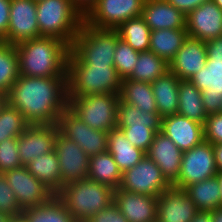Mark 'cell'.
<instances>
[{
	"mask_svg": "<svg viewBox=\"0 0 222 222\" xmlns=\"http://www.w3.org/2000/svg\"><path fill=\"white\" fill-rule=\"evenodd\" d=\"M6 98L30 125H58L61 114L68 107L67 77L20 75Z\"/></svg>",
	"mask_w": 222,
	"mask_h": 222,
	"instance_id": "cell-1",
	"label": "cell"
},
{
	"mask_svg": "<svg viewBox=\"0 0 222 222\" xmlns=\"http://www.w3.org/2000/svg\"><path fill=\"white\" fill-rule=\"evenodd\" d=\"M19 74L29 77H67L71 46L55 37L41 36L15 45Z\"/></svg>",
	"mask_w": 222,
	"mask_h": 222,
	"instance_id": "cell-2",
	"label": "cell"
},
{
	"mask_svg": "<svg viewBox=\"0 0 222 222\" xmlns=\"http://www.w3.org/2000/svg\"><path fill=\"white\" fill-rule=\"evenodd\" d=\"M122 79L114 66L83 64L71 51L68 57V97L119 93Z\"/></svg>",
	"mask_w": 222,
	"mask_h": 222,
	"instance_id": "cell-3",
	"label": "cell"
},
{
	"mask_svg": "<svg viewBox=\"0 0 222 222\" xmlns=\"http://www.w3.org/2000/svg\"><path fill=\"white\" fill-rule=\"evenodd\" d=\"M40 37H55L72 46L83 22V12L71 0H37Z\"/></svg>",
	"mask_w": 222,
	"mask_h": 222,
	"instance_id": "cell-4",
	"label": "cell"
},
{
	"mask_svg": "<svg viewBox=\"0 0 222 222\" xmlns=\"http://www.w3.org/2000/svg\"><path fill=\"white\" fill-rule=\"evenodd\" d=\"M114 190L89 178L65 184L56 196L77 222L88 221L113 203Z\"/></svg>",
	"mask_w": 222,
	"mask_h": 222,
	"instance_id": "cell-5",
	"label": "cell"
},
{
	"mask_svg": "<svg viewBox=\"0 0 222 222\" xmlns=\"http://www.w3.org/2000/svg\"><path fill=\"white\" fill-rule=\"evenodd\" d=\"M119 39L116 29L97 28L83 22L71 52L83 64L114 66L115 47Z\"/></svg>",
	"mask_w": 222,
	"mask_h": 222,
	"instance_id": "cell-6",
	"label": "cell"
},
{
	"mask_svg": "<svg viewBox=\"0 0 222 222\" xmlns=\"http://www.w3.org/2000/svg\"><path fill=\"white\" fill-rule=\"evenodd\" d=\"M119 93L68 97V108L93 129L110 132L117 127Z\"/></svg>",
	"mask_w": 222,
	"mask_h": 222,
	"instance_id": "cell-7",
	"label": "cell"
},
{
	"mask_svg": "<svg viewBox=\"0 0 222 222\" xmlns=\"http://www.w3.org/2000/svg\"><path fill=\"white\" fill-rule=\"evenodd\" d=\"M145 0H97L84 14V22L103 29H117L128 19L142 16Z\"/></svg>",
	"mask_w": 222,
	"mask_h": 222,
	"instance_id": "cell-8",
	"label": "cell"
},
{
	"mask_svg": "<svg viewBox=\"0 0 222 222\" xmlns=\"http://www.w3.org/2000/svg\"><path fill=\"white\" fill-rule=\"evenodd\" d=\"M217 173L213 145L204 140L183 152L179 177L172 186L185 189L191 184L212 178Z\"/></svg>",
	"mask_w": 222,
	"mask_h": 222,
	"instance_id": "cell-9",
	"label": "cell"
},
{
	"mask_svg": "<svg viewBox=\"0 0 222 222\" xmlns=\"http://www.w3.org/2000/svg\"><path fill=\"white\" fill-rule=\"evenodd\" d=\"M171 186L156 163L145 155L137 165L122 173L119 188L127 192L158 197Z\"/></svg>",
	"mask_w": 222,
	"mask_h": 222,
	"instance_id": "cell-10",
	"label": "cell"
},
{
	"mask_svg": "<svg viewBox=\"0 0 222 222\" xmlns=\"http://www.w3.org/2000/svg\"><path fill=\"white\" fill-rule=\"evenodd\" d=\"M58 127L66 138L75 141L89 157L107 151L108 132L91 128L68 107L61 114Z\"/></svg>",
	"mask_w": 222,
	"mask_h": 222,
	"instance_id": "cell-11",
	"label": "cell"
},
{
	"mask_svg": "<svg viewBox=\"0 0 222 222\" xmlns=\"http://www.w3.org/2000/svg\"><path fill=\"white\" fill-rule=\"evenodd\" d=\"M22 210L47 203L55 194L35 178L26 166L3 173Z\"/></svg>",
	"mask_w": 222,
	"mask_h": 222,
	"instance_id": "cell-12",
	"label": "cell"
},
{
	"mask_svg": "<svg viewBox=\"0 0 222 222\" xmlns=\"http://www.w3.org/2000/svg\"><path fill=\"white\" fill-rule=\"evenodd\" d=\"M40 37L36 0H11L9 27L2 42L16 45Z\"/></svg>",
	"mask_w": 222,
	"mask_h": 222,
	"instance_id": "cell-13",
	"label": "cell"
},
{
	"mask_svg": "<svg viewBox=\"0 0 222 222\" xmlns=\"http://www.w3.org/2000/svg\"><path fill=\"white\" fill-rule=\"evenodd\" d=\"M54 150L59 159L61 188L67 183L87 178L90 157L75 141L66 138L59 130Z\"/></svg>",
	"mask_w": 222,
	"mask_h": 222,
	"instance_id": "cell-14",
	"label": "cell"
},
{
	"mask_svg": "<svg viewBox=\"0 0 222 222\" xmlns=\"http://www.w3.org/2000/svg\"><path fill=\"white\" fill-rule=\"evenodd\" d=\"M186 30L203 42L222 36V10L212 0L201 4L186 15Z\"/></svg>",
	"mask_w": 222,
	"mask_h": 222,
	"instance_id": "cell-15",
	"label": "cell"
},
{
	"mask_svg": "<svg viewBox=\"0 0 222 222\" xmlns=\"http://www.w3.org/2000/svg\"><path fill=\"white\" fill-rule=\"evenodd\" d=\"M58 125H30L18 136V151L25 166L38 156L55 149Z\"/></svg>",
	"mask_w": 222,
	"mask_h": 222,
	"instance_id": "cell-16",
	"label": "cell"
},
{
	"mask_svg": "<svg viewBox=\"0 0 222 222\" xmlns=\"http://www.w3.org/2000/svg\"><path fill=\"white\" fill-rule=\"evenodd\" d=\"M198 212L184 189L171 186L158 196L159 222H191Z\"/></svg>",
	"mask_w": 222,
	"mask_h": 222,
	"instance_id": "cell-17",
	"label": "cell"
},
{
	"mask_svg": "<svg viewBox=\"0 0 222 222\" xmlns=\"http://www.w3.org/2000/svg\"><path fill=\"white\" fill-rule=\"evenodd\" d=\"M113 203L128 222H154L157 220L158 197L115 189Z\"/></svg>",
	"mask_w": 222,
	"mask_h": 222,
	"instance_id": "cell-18",
	"label": "cell"
},
{
	"mask_svg": "<svg viewBox=\"0 0 222 222\" xmlns=\"http://www.w3.org/2000/svg\"><path fill=\"white\" fill-rule=\"evenodd\" d=\"M161 132L182 152L204 141L203 124L179 114L161 118Z\"/></svg>",
	"mask_w": 222,
	"mask_h": 222,
	"instance_id": "cell-19",
	"label": "cell"
},
{
	"mask_svg": "<svg viewBox=\"0 0 222 222\" xmlns=\"http://www.w3.org/2000/svg\"><path fill=\"white\" fill-rule=\"evenodd\" d=\"M207 63V48L205 42L187 37L174 59L169 63V71L180 80H189Z\"/></svg>",
	"mask_w": 222,
	"mask_h": 222,
	"instance_id": "cell-20",
	"label": "cell"
},
{
	"mask_svg": "<svg viewBox=\"0 0 222 222\" xmlns=\"http://www.w3.org/2000/svg\"><path fill=\"white\" fill-rule=\"evenodd\" d=\"M146 155L156 163L171 184L177 180L183 152L170 138L157 132Z\"/></svg>",
	"mask_w": 222,
	"mask_h": 222,
	"instance_id": "cell-21",
	"label": "cell"
},
{
	"mask_svg": "<svg viewBox=\"0 0 222 222\" xmlns=\"http://www.w3.org/2000/svg\"><path fill=\"white\" fill-rule=\"evenodd\" d=\"M142 17L151 31L156 29H186V15L166 0H145Z\"/></svg>",
	"mask_w": 222,
	"mask_h": 222,
	"instance_id": "cell-22",
	"label": "cell"
},
{
	"mask_svg": "<svg viewBox=\"0 0 222 222\" xmlns=\"http://www.w3.org/2000/svg\"><path fill=\"white\" fill-rule=\"evenodd\" d=\"M179 82L180 79L174 73L167 71L151 83L157 111L161 118L177 114Z\"/></svg>",
	"mask_w": 222,
	"mask_h": 222,
	"instance_id": "cell-23",
	"label": "cell"
},
{
	"mask_svg": "<svg viewBox=\"0 0 222 222\" xmlns=\"http://www.w3.org/2000/svg\"><path fill=\"white\" fill-rule=\"evenodd\" d=\"M107 151L113 156L122 173L137 165L146 155L143 150L133 146L117 127L108 132Z\"/></svg>",
	"mask_w": 222,
	"mask_h": 222,
	"instance_id": "cell-24",
	"label": "cell"
},
{
	"mask_svg": "<svg viewBox=\"0 0 222 222\" xmlns=\"http://www.w3.org/2000/svg\"><path fill=\"white\" fill-rule=\"evenodd\" d=\"M27 170L55 195L61 189V170L55 150L38 156L25 165Z\"/></svg>",
	"mask_w": 222,
	"mask_h": 222,
	"instance_id": "cell-25",
	"label": "cell"
},
{
	"mask_svg": "<svg viewBox=\"0 0 222 222\" xmlns=\"http://www.w3.org/2000/svg\"><path fill=\"white\" fill-rule=\"evenodd\" d=\"M188 37L186 29H156L151 31L149 51L169 64Z\"/></svg>",
	"mask_w": 222,
	"mask_h": 222,
	"instance_id": "cell-26",
	"label": "cell"
},
{
	"mask_svg": "<svg viewBox=\"0 0 222 222\" xmlns=\"http://www.w3.org/2000/svg\"><path fill=\"white\" fill-rule=\"evenodd\" d=\"M87 178L118 189L122 180V172L113 156L108 152H103L89 158V170Z\"/></svg>",
	"mask_w": 222,
	"mask_h": 222,
	"instance_id": "cell-27",
	"label": "cell"
},
{
	"mask_svg": "<svg viewBox=\"0 0 222 222\" xmlns=\"http://www.w3.org/2000/svg\"><path fill=\"white\" fill-rule=\"evenodd\" d=\"M119 99L124 103L136 106L142 111L158 112L152 86L149 82L123 79Z\"/></svg>",
	"mask_w": 222,
	"mask_h": 222,
	"instance_id": "cell-28",
	"label": "cell"
},
{
	"mask_svg": "<svg viewBox=\"0 0 222 222\" xmlns=\"http://www.w3.org/2000/svg\"><path fill=\"white\" fill-rule=\"evenodd\" d=\"M178 92L177 114L204 125L208 115L204 110L201 91L189 80H180Z\"/></svg>",
	"mask_w": 222,
	"mask_h": 222,
	"instance_id": "cell-29",
	"label": "cell"
},
{
	"mask_svg": "<svg viewBox=\"0 0 222 222\" xmlns=\"http://www.w3.org/2000/svg\"><path fill=\"white\" fill-rule=\"evenodd\" d=\"M184 190L198 211L211 212L220 207V187L216 176L191 184Z\"/></svg>",
	"mask_w": 222,
	"mask_h": 222,
	"instance_id": "cell-30",
	"label": "cell"
},
{
	"mask_svg": "<svg viewBox=\"0 0 222 222\" xmlns=\"http://www.w3.org/2000/svg\"><path fill=\"white\" fill-rule=\"evenodd\" d=\"M148 127L161 132V117L158 112L142 111L136 106L119 101L117 127Z\"/></svg>",
	"mask_w": 222,
	"mask_h": 222,
	"instance_id": "cell-31",
	"label": "cell"
},
{
	"mask_svg": "<svg viewBox=\"0 0 222 222\" xmlns=\"http://www.w3.org/2000/svg\"><path fill=\"white\" fill-rule=\"evenodd\" d=\"M119 38L138 52L149 51L151 29L142 16L128 19L117 29Z\"/></svg>",
	"mask_w": 222,
	"mask_h": 222,
	"instance_id": "cell-32",
	"label": "cell"
},
{
	"mask_svg": "<svg viewBox=\"0 0 222 222\" xmlns=\"http://www.w3.org/2000/svg\"><path fill=\"white\" fill-rule=\"evenodd\" d=\"M189 81L201 91V94L222 96V59L207 58L206 66Z\"/></svg>",
	"mask_w": 222,
	"mask_h": 222,
	"instance_id": "cell-33",
	"label": "cell"
},
{
	"mask_svg": "<svg viewBox=\"0 0 222 222\" xmlns=\"http://www.w3.org/2000/svg\"><path fill=\"white\" fill-rule=\"evenodd\" d=\"M29 222H77L55 195L47 203L23 210Z\"/></svg>",
	"mask_w": 222,
	"mask_h": 222,
	"instance_id": "cell-34",
	"label": "cell"
},
{
	"mask_svg": "<svg viewBox=\"0 0 222 222\" xmlns=\"http://www.w3.org/2000/svg\"><path fill=\"white\" fill-rule=\"evenodd\" d=\"M169 71V64L151 51L139 52L133 72L126 79L152 83Z\"/></svg>",
	"mask_w": 222,
	"mask_h": 222,
	"instance_id": "cell-35",
	"label": "cell"
},
{
	"mask_svg": "<svg viewBox=\"0 0 222 222\" xmlns=\"http://www.w3.org/2000/svg\"><path fill=\"white\" fill-rule=\"evenodd\" d=\"M19 76L15 45L0 41V93L6 95Z\"/></svg>",
	"mask_w": 222,
	"mask_h": 222,
	"instance_id": "cell-36",
	"label": "cell"
},
{
	"mask_svg": "<svg viewBox=\"0 0 222 222\" xmlns=\"http://www.w3.org/2000/svg\"><path fill=\"white\" fill-rule=\"evenodd\" d=\"M29 126L23 114L6 103L0 111V143L6 139L18 138Z\"/></svg>",
	"mask_w": 222,
	"mask_h": 222,
	"instance_id": "cell-37",
	"label": "cell"
},
{
	"mask_svg": "<svg viewBox=\"0 0 222 222\" xmlns=\"http://www.w3.org/2000/svg\"><path fill=\"white\" fill-rule=\"evenodd\" d=\"M138 56L139 52L134 50L128 43L122 39L117 41L113 60L114 67L122 80L133 72Z\"/></svg>",
	"mask_w": 222,
	"mask_h": 222,
	"instance_id": "cell-38",
	"label": "cell"
},
{
	"mask_svg": "<svg viewBox=\"0 0 222 222\" xmlns=\"http://www.w3.org/2000/svg\"><path fill=\"white\" fill-rule=\"evenodd\" d=\"M24 166L19 156L18 138H10L0 143V173Z\"/></svg>",
	"mask_w": 222,
	"mask_h": 222,
	"instance_id": "cell-39",
	"label": "cell"
},
{
	"mask_svg": "<svg viewBox=\"0 0 222 222\" xmlns=\"http://www.w3.org/2000/svg\"><path fill=\"white\" fill-rule=\"evenodd\" d=\"M123 131L126 138L136 148L145 153L149 150L153 138L157 133L153 128L144 127H117Z\"/></svg>",
	"mask_w": 222,
	"mask_h": 222,
	"instance_id": "cell-40",
	"label": "cell"
},
{
	"mask_svg": "<svg viewBox=\"0 0 222 222\" xmlns=\"http://www.w3.org/2000/svg\"><path fill=\"white\" fill-rule=\"evenodd\" d=\"M0 212L15 216L23 212L5 176L0 173Z\"/></svg>",
	"mask_w": 222,
	"mask_h": 222,
	"instance_id": "cell-41",
	"label": "cell"
},
{
	"mask_svg": "<svg viewBox=\"0 0 222 222\" xmlns=\"http://www.w3.org/2000/svg\"><path fill=\"white\" fill-rule=\"evenodd\" d=\"M204 140L212 145L222 144V113L209 114L203 125Z\"/></svg>",
	"mask_w": 222,
	"mask_h": 222,
	"instance_id": "cell-42",
	"label": "cell"
},
{
	"mask_svg": "<svg viewBox=\"0 0 222 222\" xmlns=\"http://www.w3.org/2000/svg\"><path fill=\"white\" fill-rule=\"evenodd\" d=\"M90 222H128L114 203L93 215Z\"/></svg>",
	"mask_w": 222,
	"mask_h": 222,
	"instance_id": "cell-43",
	"label": "cell"
},
{
	"mask_svg": "<svg viewBox=\"0 0 222 222\" xmlns=\"http://www.w3.org/2000/svg\"><path fill=\"white\" fill-rule=\"evenodd\" d=\"M10 2L11 0H0V41L7 35L10 18Z\"/></svg>",
	"mask_w": 222,
	"mask_h": 222,
	"instance_id": "cell-44",
	"label": "cell"
},
{
	"mask_svg": "<svg viewBox=\"0 0 222 222\" xmlns=\"http://www.w3.org/2000/svg\"><path fill=\"white\" fill-rule=\"evenodd\" d=\"M183 14L188 15L201 4L211 0H166Z\"/></svg>",
	"mask_w": 222,
	"mask_h": 222,
	"instance_id": "cell-45",
	"label": "cell"
},
{
	"mask_svg": "<svg viewBox=\"0 0 222 222\" xmlns=\"http://www.w3.org/2000/svg\"><path fill=\"white\" fill-rule=\"evenodd\" d=\"M220 98L221 95L202 94L203 106L207 115L220 111Z\"/></svg>",
	"mask_w": 222,
	"mask_h": 222,
	"instance_id": "cell-46",
	"label": "cell"
},
{
	"mask_svg": "<svg viewBox=\"0 0 222 222\" xmlns=\"http://www.w3.org/2000/svg\"><path fill=\"white\" fill-rule=\"evenodd\" d=\"M207 48V58L222 59V36L205 42Z\"/></svg>",
	"mask_w": 222,
	"mask_h": 222,
	"instance_id": "cell-47",
	"label": "cell"
},
{
	"mask_svg": "<svg viewBox=\"0 0 222 222\" xmlns=\"http://www.w3.org/2000/svg\"><path fill=\"white\" fill-rule=\"evenodd\" d=\"M214 157L218 172H222V144L213 145Z\"/></svg>",
	"mask_w": 222,
	"mask_h": 222,
	"instance_id": "cell-48",
	"label": "cell"
},
{
	"mask_svg": "<svg viewBox=\"0 0 222 222\" xmlns=\"http://www.w3.org/2000/svg\"><path fill=\"white\" fill-rule=\"evenodd\" d=\"M85 14L97 0H71Z\"/></svg>",
	"mask_w": 222,
	"mask_h": 222,
	"instance_id": "cell-49",
	"label": "cell"
},
{
	"mask_svg": "<svg viewBox=\"0 0 222 222\" xmlns=\"http://www.w3.org/2000/svg\"><path fill=\"white\" fill-rule=\"evenodd\" d=\"M191 222H212L210 212L199 211Z\"/></svg>",
	"mask_w": 222,
	"mask_h": 222,
	"instance_id": "cell-50",
	"label": "cell"
},
{
	"mask_svg": "<svg viewBox=\"0 0 222 222\" xmlns=\"http://www.w3.org/2000/svg\"><path fill=\"white\" fill-rule=\"evenodd\" d=\"M212 222H222V207L210 212Z\"/></svg>",
	"mask_w": 222,
	"mask_h": 222,
	"instance_id": "cell-51",
	"label": "cell"
},
{
	"mask_svg": "<svg viewBox=\"0 0 222 222\" xmlns=\"http://www.w3.org/2000/svg\"><path fill=\"white\" fill-rule=\"evenodd\" d=\"M9 222H29V220L27 216L22 212L18 215L10 217Z\"/></svg>",
	"mask_w": 222,
	"mask_h": 222,
	"instance_id": "cell-52",
	"label": "cell"
},
{
	"mask_svg": "<svg viewBox=\"0 0 222 222\" xmlns=\"http://www.w3.org/2000/svg\"><path fill=\"white\" fill-rule=\"evenodd\" d=\"M218 182H219V187H220V207H222V172H218L216 175Z\"/></svg>",
	"mask_w": 222,
	"mask_h": 222,
	"instance_id": "cell-53",
	"label": "cell"
},
{
	"mask_svg": "<svg viewBox=\"0 0 222 222\" xmlns=\"http://www.w3.org/2000/svg\"><path fill=\"white\" fill-rule=\"evenodd\" d=\"M6 103H7L6 95L0 93V111Z\"/></svg>",
	"mask_w": 222,
	"mask_h": 222,
	"instance_id": "cell-54",
	"label": "cell"
},
{
	"mask_svg": "<svg viewBox=\"0 0 222 222\" xmlns=\"http://www.w3.org/2000/svg\"><path fill=\"white\" fill-rule=\"evenodd\" d=\"M10 217L8 214L0 212V222H9Z\"/></svg>",
	"mask_w": 222,
	"mask_h": 222,
	"instance_id": "cell-55",
	"label": "cell"
},
{
	"mask_svg": "<svg viewBox=\"0 0 222 222\" xmlns=\"http://www.w3.org/2000/svg\"><path fill=\"white\" fill-rule=\"evenodd\" d=\"M222 10V0H212Z\"/></svg>",
	"mask_w": 222,
	"mask_h": 222,
	"instance_id": "cell-56",
	"label": "cell"
},
{
	"mask_svg": "<svg viewBox=\"0 0 222 222\" xmlns=\"http://www.w3.org/2000/svg\"><path fill=\"white\" fill-rule=\"evenodd\" d=\"M221 100H220V111L219 112H221L222 113V96H221V98H220Z\"/></svg>",
	"mask_w": 222,
	"mask_h": 222,
	"instance_id": "cell-57",
	"label": "cell"
}]
</instances>
